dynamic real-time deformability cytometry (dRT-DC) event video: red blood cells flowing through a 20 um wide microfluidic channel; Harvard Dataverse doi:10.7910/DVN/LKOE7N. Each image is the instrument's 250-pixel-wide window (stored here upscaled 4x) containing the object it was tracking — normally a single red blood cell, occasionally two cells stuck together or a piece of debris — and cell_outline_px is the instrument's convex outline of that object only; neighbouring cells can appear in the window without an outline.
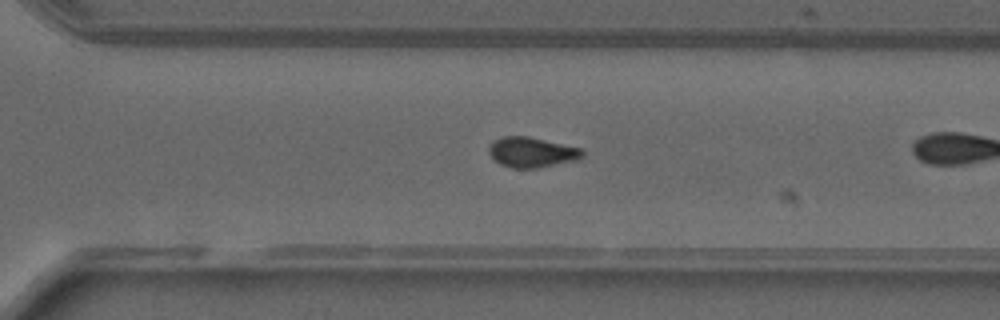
{"species": "common noctule bat (a hibernating species)", "species_latin": "Nyctalus noctula", "temperature_condition": "warm", "stored_images_in_passage": 23, "camera_frame_rate_fps": 3000, "um_per_image_px": 0.085, "animal": {"sex": "male", "forearm_length_mm": 52.5}, "frame": {"image": 1, "passage_image": 20, "time_ms": 6.333, "image_size_px": [1000, 320], "cell_outline_px": [[584, 156], [580, 160], [536, 168], [512, 168], [500, 164], [488, 152], [488, 148], [492, 140], [504, 136], [528, 136], [580, 148], [584, 152]], "centroid_in_image_um": [45.21, 12.94], "position_along_channel_um": 325.4, "area_um2": 16.53}}